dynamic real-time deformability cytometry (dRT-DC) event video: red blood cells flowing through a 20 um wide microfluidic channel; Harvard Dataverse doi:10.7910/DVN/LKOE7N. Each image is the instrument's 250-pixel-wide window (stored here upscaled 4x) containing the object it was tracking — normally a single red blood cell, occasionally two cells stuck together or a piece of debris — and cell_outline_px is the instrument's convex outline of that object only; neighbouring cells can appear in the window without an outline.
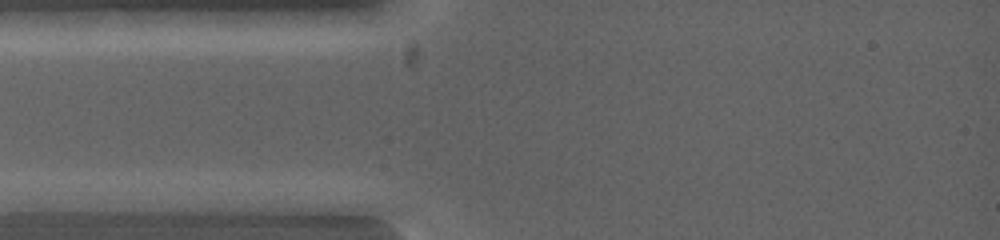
{"species": "common noctule bat (a hibernating species)", "species_latin": "Nyctalus noctula", "temperature_condition": "warm", "stored_images_in_passage": 3, "camera_frame_rate_fps": 5000, "um_per_image_px": 0.085, "animal": {"sex": "female", "body_mass_g": 19.0, "forearm_length_mm": 53.3}, "frame": {"image": 1, "passage_image": 1, "time_ms": 0.0, "image_size_px": [1000, 240], "cell_outline_px": [[304, 216], [292, 216], [208, 208], [188, 200], [196, 192], [272, 192], [304, 200]], "centroid_in_image_um": [21.36, 17.21], "position_along_channel_um": 63.6, "area_um2": 14.8}}